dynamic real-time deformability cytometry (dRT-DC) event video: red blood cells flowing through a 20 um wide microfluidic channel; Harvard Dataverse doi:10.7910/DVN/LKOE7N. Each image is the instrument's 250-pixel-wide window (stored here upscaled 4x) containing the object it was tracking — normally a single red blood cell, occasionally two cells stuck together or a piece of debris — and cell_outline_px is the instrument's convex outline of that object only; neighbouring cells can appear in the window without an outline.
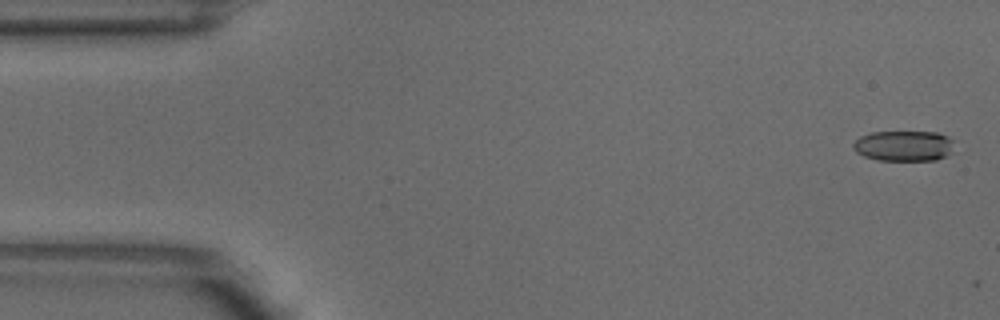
{"species": "common noctule bat (a hibernating species)", "species_latin": "Nyctalus noctula", "temperature_condition": "warm", "stored_images_in_passage": 4, "camera_frame_rate_fps": 3000, "um_per_image_px": 0.085, "animal": {"sex": "male", "body_mass_g": 18.8}, "frame": {"image": 1, "passage_image": 1, "time_ms": 0.0, "image_size_px": [1000, 320], "cell_outline_px": [[952, 152], [936, 160], [880, 160], [864, 156], [856, 152], [852, 148], [852, 144], [860, 136], [872, 132], [936, 132], [948, 136], [952, 140]], "centroid_in_image_um": [76.8, 12.39], "position_along_channel_um": 8.2, "area_um2": 17.92}}